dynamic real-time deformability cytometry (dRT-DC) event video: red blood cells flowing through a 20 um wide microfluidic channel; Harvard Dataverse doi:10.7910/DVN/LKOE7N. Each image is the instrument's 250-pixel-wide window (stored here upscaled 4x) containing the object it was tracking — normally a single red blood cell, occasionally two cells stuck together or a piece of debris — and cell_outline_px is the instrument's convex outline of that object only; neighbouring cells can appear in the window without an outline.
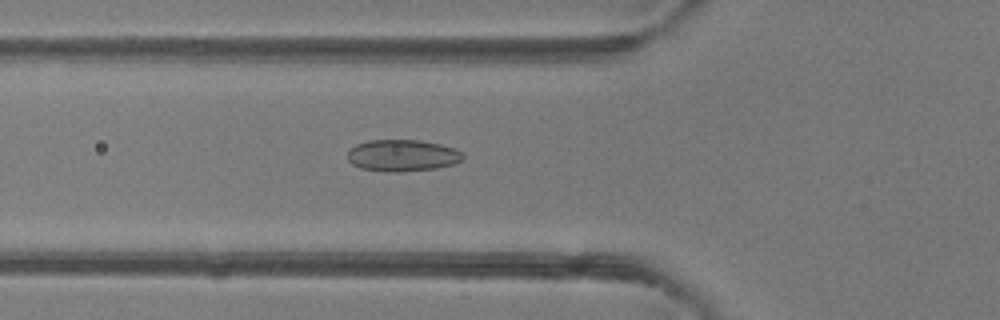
{"species": "common noctule bat (a hibernating species)", "species_latin": "Nyctalus noctula", "temperature_condition": "room temperature", "stored_images_in_passage": 48, "camera_frame_rate_fps": 3000, "um_per_image_px": 0.085, "animal": {"sex": "female"}, "frame": {"image": 1, "passage_image": 17, "time_ms": 5.333, "image_size_px": [1000, 320], "cell_outline_px": [[464, 156], [460, 160], [452, 164], [436, 168], [400, 172], [388, 172], [360, 168], [352, 164], [348, 160], [348, 148], [356, 144], [368, 140], [420, 140], [440, 144], [456, 148], [464, 152]], "centroid_in_image_um": [34.19, 13.21], "position_along_channel_um": 91.6, "area_um2": 21.5}}
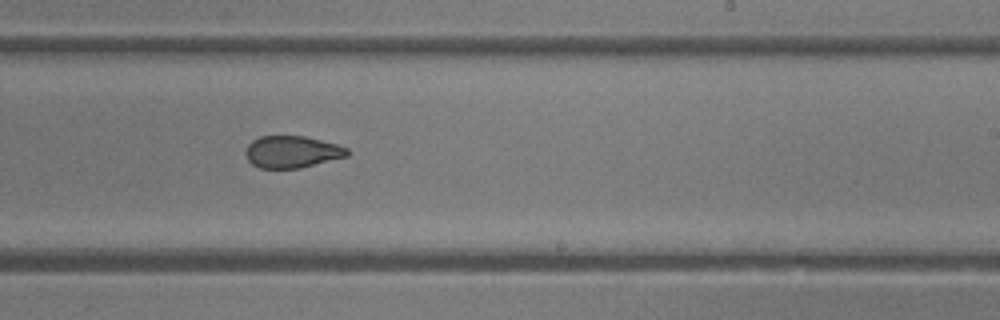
{"frame": {"image": 2, "passage_image": 29, "time_ms": 9.333, "image_size_px": [1000, 320], "cell_outline_px": [[348, 156], [300, 168], [260, 168], [252, 164], [248, 160], [248, 144], [252, 140], [260, 136], [304, 136], [336, 144], [348, 148]], "centroid_in_image_um": [24.84, 12.91], "position_along_channel_um": 264.2, "area_um2": 18.67}}
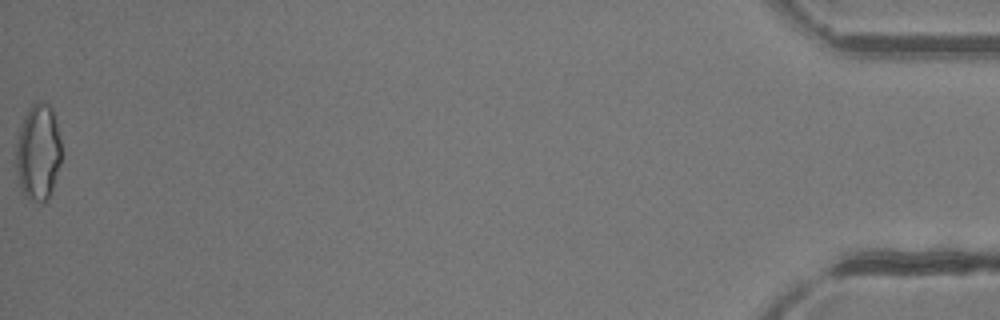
{"frame": {"image": 3, "passage_image": 48, "time_ms": 15.667, "image_size_px": [1000, 320], "cell_outline_px": [[60, 164], [48, 200], [44, 204], [40, 204], [28, 200], [20, 192], [16, 168], [16, 144], [20, 128], [32, 104], [36, 100], [44, 100], [52, 108], [60, 140]], "centroid_in_image_um": [3.23, 13.01], "position_along_channel_um": 432.0, "area_um2": 25.66}, "authors_computed_cell_mechanics": {"area_um2": 21.1837, "velocity_mm_per_s": 4.2976, "shape_relaxation_time_tau1_ms": null, "shape_relaxation_time_tau2_ms": 1.7001, "deformation_change_tau1": null, "deformation_change_tau2": 0.0792}}